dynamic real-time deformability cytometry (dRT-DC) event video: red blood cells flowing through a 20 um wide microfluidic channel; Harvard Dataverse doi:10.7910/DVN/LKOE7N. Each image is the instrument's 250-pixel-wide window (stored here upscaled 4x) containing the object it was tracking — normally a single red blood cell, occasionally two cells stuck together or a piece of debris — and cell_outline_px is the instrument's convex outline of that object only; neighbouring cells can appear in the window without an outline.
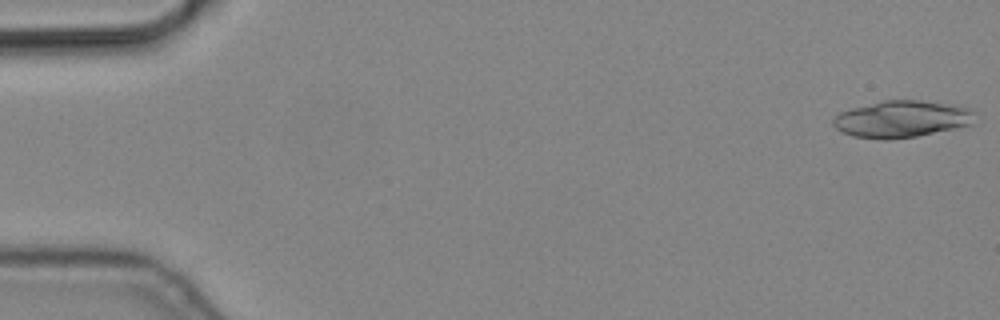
{"species": "common noctule bat (a hibernating species)", "species_latin": "Nyctalus noctula", "temperature_condition": "cold", "stored_images_in_passage": 4, "segment_of_instrument_passage": [2, 2], "camera_frame_rate_fps": 3000, "um_per_image_px": 0.085, "animal": {"sex": "male", "body_mass_g": 19.2, "forearm_length_mm": 51.8}, "frame": {"image": 1, "passage_image": 4, "time_ms": 1.0, "image_size_px": [1000, 320], "cell_outline_px": [[976, 112], [972, 124], [916, 136], [888, 140], [880, 140], [852, 136], [840, 132], [832, 124], [832, 116], [840, 112], [852, 108], [884, 100], [920, 100], [968, 108]], "centroid_in_image_um": [76.57, 10.13], "position_along_channel_um": 8.4, "area_um2": 30.35}}